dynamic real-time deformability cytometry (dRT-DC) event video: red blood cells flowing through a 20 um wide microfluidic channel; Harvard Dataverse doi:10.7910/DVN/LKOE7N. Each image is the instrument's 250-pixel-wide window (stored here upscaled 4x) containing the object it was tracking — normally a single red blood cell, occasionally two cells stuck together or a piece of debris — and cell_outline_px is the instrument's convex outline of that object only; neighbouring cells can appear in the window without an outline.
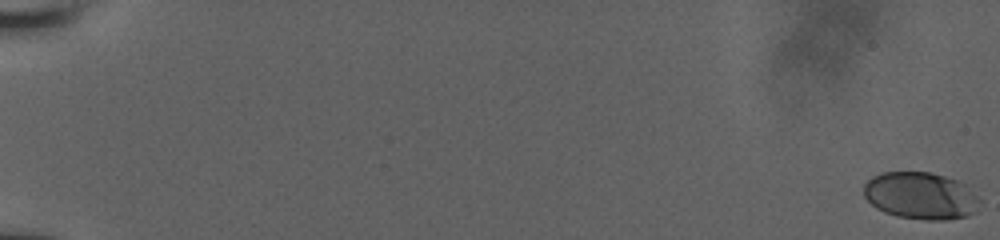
{"species": "human", "species_latin": "Homo sapiens", "temperature_condition": "room temperature", "stored_images_in_passage": 23, "camera_frame_rate_fps": 3000, "um_per_image_px": 0.085, "donor": {"sex": "male"}, "frame": {"image": 1, "passage_image": 1, "time_ms": 0.0, "image_size_px": [1000, 240], "cell_outline_px": [[980, 200], [976, 212], [968, 216], [944, 220], [928, 220], [896, 216], [884, 212], [876, 208], [864, 196], [864, 184], [872, 176], [884, 172], [928, 172], [944, 176], [956, 180], [964, 184]], "centroid_in_image_um": [78.24, 16.64], "position_along_channel_um": 6.8, "area_um2": 31.73}}
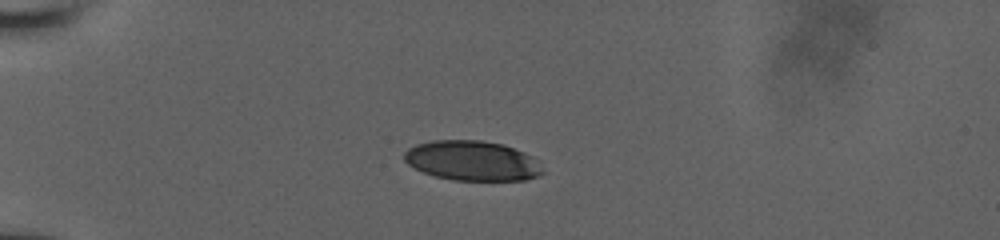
{"frame": {"image": 2, "passage_image": 17, "time_ms": 5.667, "image_size_px": [1000, 240], "cell_outline_px": [[544, 172], [540, 176], [524, 180], [452, 180], [436, 176], [424, 172], [408, 164], [404, 160], [404, 152], [408, 148], [416, 144], [432, 140], [480, 140], [504, 144], [524, 152], [532, 156]], "centroid_in_image_um": [40.13, 13.65], "position_along_channel_um": 44.9, "area_um2": 32.14}}
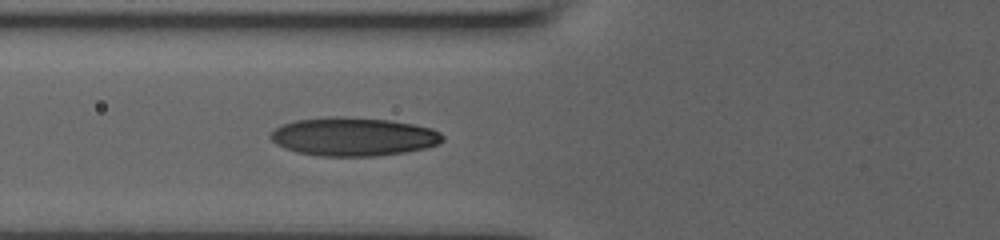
{"frame": {"image": 3, "passage_image": 23, "time_ms": 8.0, "image_size_px": [1000, 240], "cell_outline_px": [[444, 140], [440, 144], [428, 148], [404, 152], [376, 156], [320, 156], [296, 152], [284, 148], [276, 144], [268, 136], [276, 128], [284, 124], [296, 120], [328, 116], [336, 116], [388, 120], [412, 124], [432, 128], [440, 132], [444, 136]], "centroid_in_image_um": [30.06, 11.62], "position_along_channel_um": 95.7, "area_um2": 38.73}}